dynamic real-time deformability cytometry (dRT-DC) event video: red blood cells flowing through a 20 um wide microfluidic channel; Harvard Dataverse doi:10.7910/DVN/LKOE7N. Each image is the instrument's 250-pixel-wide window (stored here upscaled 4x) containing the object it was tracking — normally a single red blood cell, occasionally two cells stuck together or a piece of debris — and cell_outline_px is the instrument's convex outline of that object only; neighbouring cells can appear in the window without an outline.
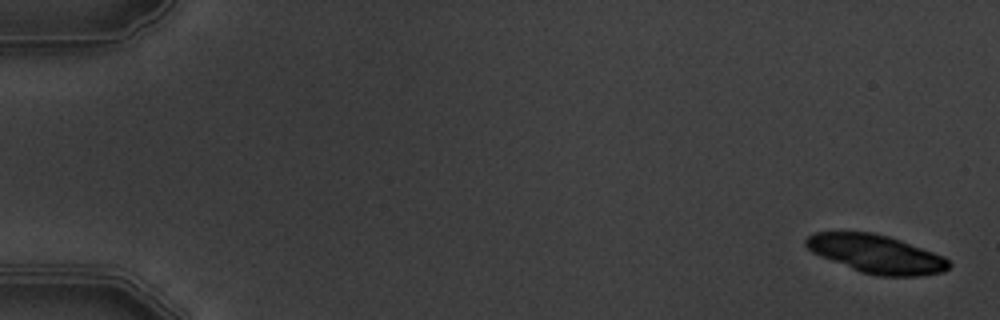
{"species": "common noctule bat (a hibernating species)", "species_latin": "Nyctalus noctula", "temperature_condition": "warm", "stored_images_in_passage": 7, "camera_frame_rate_fps": 3000, "um_per_image_px": 0.085, "animal": {"sex": "male", "body_mass_g": 19.5, "forearm_length_mm": 54.6}, "frame": {"image": 1, "passage_image": 1, "time_ms": 0.0, "image_size_px": [1000, 320], "cell_outline_px": [[952, 264], [944, 272], [916, 276], [876, 276], [860, 272], [820, 256], [812, 252], [804, 244], [804, 240], [808, 236], [816, 232], [872, 232], [888, 236], [900, 240], [944, 256]], "centroid_in_image_um": [74.47, 21.59], "position_along_channel_um": 10.5, "area_um2": 31.85}}
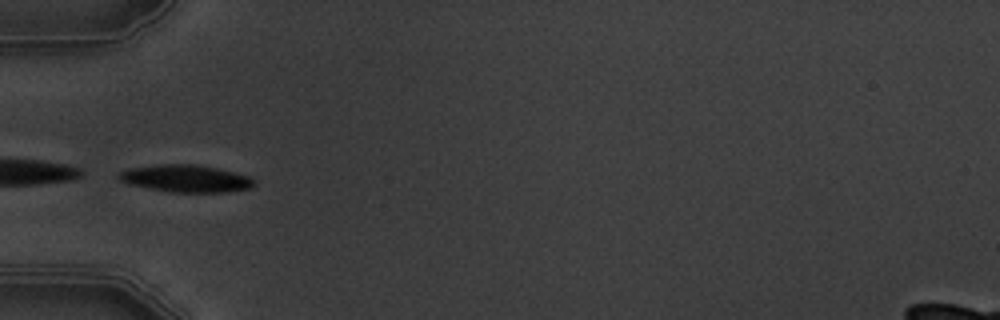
{"frame": {"image": 2, "passage_image": 6, "time_ms": 6.0, "image_size_px": [1000, 320], "cell_outline_px": [[256, 184], [252, 188], [224, 192], [168, 192], [128, 184], [120, 180], [116, 176], [120, 172], [128, 168], [160, 164], [196, 164], [216, 168], [252, 176], [256, 180]], "centroid_in_image_um": [15.82, 15.17], "position_along_channel_um": 69.2, "area_um2": 21.73}}